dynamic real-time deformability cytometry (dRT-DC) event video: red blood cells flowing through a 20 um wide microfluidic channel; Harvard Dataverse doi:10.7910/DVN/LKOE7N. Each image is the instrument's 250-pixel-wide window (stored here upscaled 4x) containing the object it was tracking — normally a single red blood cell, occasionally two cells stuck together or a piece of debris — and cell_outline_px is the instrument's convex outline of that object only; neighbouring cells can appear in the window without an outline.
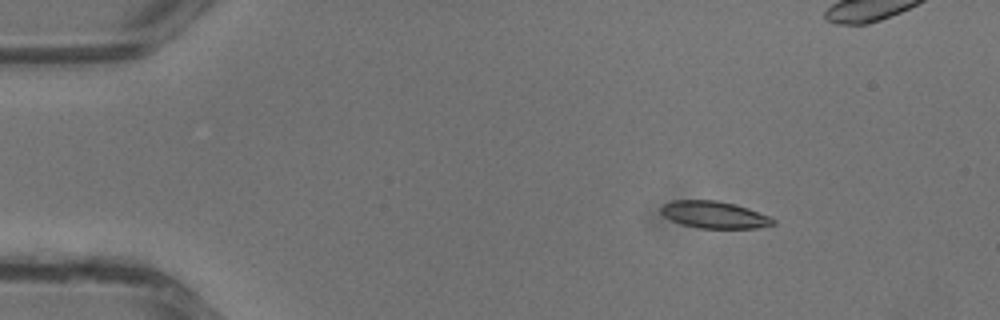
{"species": "common noctule bat (a hibernating species)", "species_latin": "Nyctalus noctula", "temperature_condition": "warm", "stored_images_in_passage": 35, "camera_frame_rate_fps": 3000, "um_per_image_px": 0.085, "animal": {"sex": "male", "body_mass_g": 13.3}, "frame": {"image": 1, "passage_image": 2, "time_ms": 0.333, "image_size_px": [1000, 320], "cell_outline_px": [[776, 224], [756, 228], [700, 228], [680, 224], [664, 216], [660, 212], [660, 208], [664, 204], [672, 200], [716, 200], [736, 204], [748, 208], [768, 216], [776, 220]], "centroid_in_image_um": [60.71, 18.25], "position_along_channel_um": 24.3, "area_um2": 17.69}}
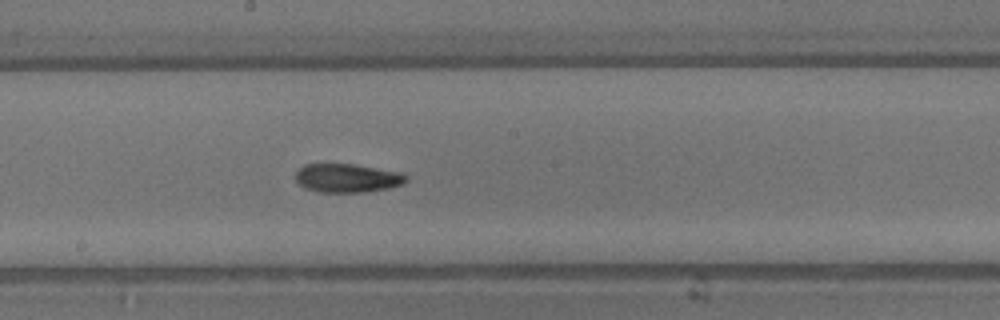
{"frame": {"image": 2, "passage_image": 17, "time_ms": 5.333, "image_size_px": [1000, 320], "cell_outline_px": [[408, 180], [400, 184], [388, 188], [368, 192], [320, 192], [308, 188], [300, 184], [296, 180], [296, 172], [304, 164], [352, 164], [400, 172], [408, 176]], "centroid_in_image_um": [29.53, 15.13], "position_along_channel_um": 218.7, "area_um2": 18.26}}
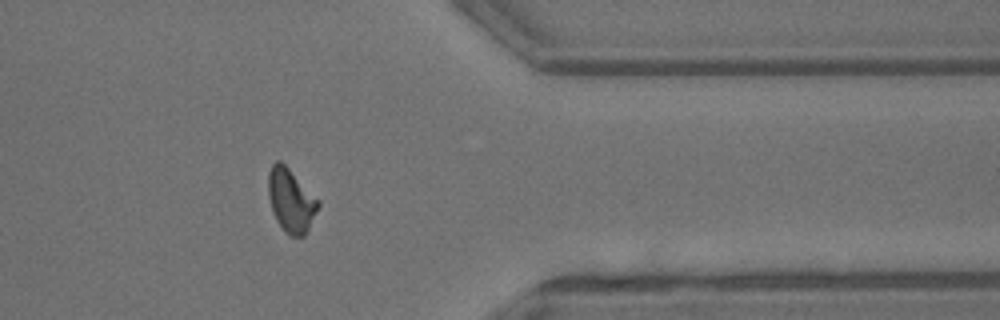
{"frame": {"image": 3, "passage_image": 27, "time_ms": 8.667, "image_size_px": [1000, 320], "cell_outline_px": [[320, 204], [304, 236], [288, 236], [276, 220], [272, 212], [268, 196], [268, 172], [272, 164], [276, 160], [280, 160], [320, 200]], "centroid_in_image_um": [24.71, 17.03], "position_along_channel_um": 386.7, "area_um2": 18.44}}